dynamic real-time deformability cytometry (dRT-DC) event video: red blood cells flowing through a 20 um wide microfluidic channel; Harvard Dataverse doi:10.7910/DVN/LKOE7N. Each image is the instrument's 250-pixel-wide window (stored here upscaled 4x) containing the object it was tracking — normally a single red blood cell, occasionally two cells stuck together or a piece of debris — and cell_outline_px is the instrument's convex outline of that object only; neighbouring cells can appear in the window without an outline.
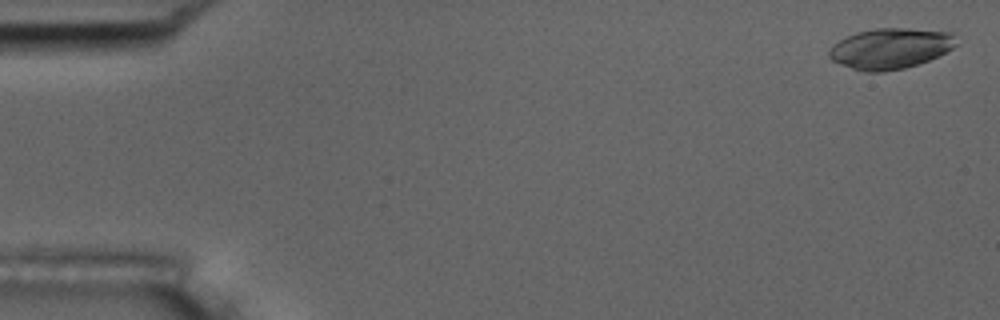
{"species": "common noctule bat (a hibernating species)", "species_latin": "Nyctalus noctula", "temperature_condition": "room temperature", "stored_images_in_passage": 53, "camera_frame_rate_fps": 3000, "um_per_image_px": 0.085, "animal": {"sex": "male", "body_mass_g": 17.5, "forearm_length_mm": 52.3}, "frame": {"image": 1, "passage_image": 1, "time_ms": 0.0, "image_size_px": [1000, 320], "cell_outline_px": [[960, 44], [928, 60], [904, 68], [884, 72], [864, 72], [840, 64], [832, 60], [828, 56], [828, 52], [832, 44], [856, 32], [876, 28], [908, 28], [952, 32]], "centroid_in_image_um": [75.68, 4.11], "position_along_channel_um": 9.3, "area_um2": 30.17}}
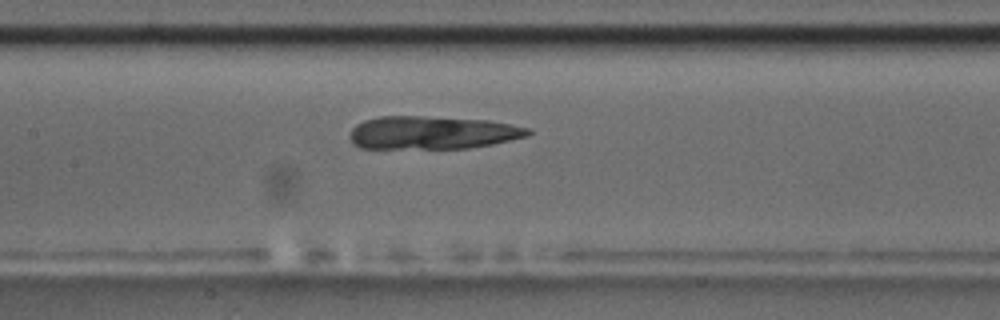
{"frame": {"image": 2, "passage_image": 26, "time_ms": 8.333, "image_size_px": [1000, 320], "cell_outline_px": [[532, 132], [528, 136], [492, 144], [468, 148], [360, 148], [352, 144], [348, 136], [352, 128], [356, 124], [364, 120], [380, 116], [424, 116], [488, 120], [532, 128]], "centroid_in_image_um": [36.73, 11.27], "position_along_channel_um": 170.7, "area_um2": 34.56}}